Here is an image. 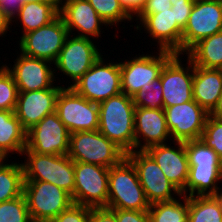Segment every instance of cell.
I'll use <instances>...</instances> for the list:
<instances>
[{"mask_svg":"<svg viewBox=\"0 0 222 222\" xmlns=\"http://www.w3.org/2000/svg\"><path fill=\"white\" fill-rule=\"evenodd\" d=\"M195 0H146L135 15L159 50L182 54V34ZM140 24L142 26H140ZM158 40V41H157Z\"/></svg>","mask_w":222,"mask_h":222,"instance_id":"cell-1","label":"cell"},{"mask_svg":"<svg viewBox=\"0 0 222 222\" xmlns=\"http://www.w3.org/2000/svg\"><path fill=\"white\" fill-rule=\"evenodd\" d=\"M98 131L113 141L125 153L134 151L135 105L124 93L98 104Z\"/></svg>","mask_w":222,"mask_h":222,"instance_id":"cell-2","label":"cell"},{"mask_svg":"<svg viewBox=\"0 0 222 222\" xmlns=\"http://www.w3.org/2000/svg\"><path fill=\"white\" fill-rule=\"evenodd\" d=\"M106 207L132 211H148L150 207L136 169L127 157L109 168Z\"/></svg>","mask_w":222,"mask_h":222,"instance_id":"cell-3","label":"cell"},{"mask_svg":"<svg viewBox=\"0 0 222 222\" xmlns=\"http://www.w3.org/2000/svg\"><path fill=\"white\" fill-rule=\"evenodd\" d=\"M27 157L23 165L24 181L50 182L68 192L74 193V161L68 155L38 154L23 151Z\"/></svg>","mask_w":222,"mask_h":222,"instance_id":"cell-4","label":"cell"},{"mask_svg":"<svg viewBox=\"0 0 222 222\" xmlns=\"http://www.w3.org/2000/svg\"><path fill=\"white\" fill-rule=\"evenodd\" d=\"M67 155L74 162L96 164L107 168L117 165L126 157V153L120 147L98 130L71 133Z\"/></svg>","mask_w":222,"mask_h":222,"instance_id":"cell-5","label":"cell"},{"mask_svg":"<svg viewBox=\"0 0 222 222\" xmlns=\"http://www.w3.org/2000/svg\"><path fill=\"white\" fill-rule=\"evenodd\" d=\"M23 195L33 222H50L73 204L68 192L46 181H24Z\"/></svg>","mask_w":222,"mask_h":222,"instance_id":"cell-6","label":"cell"},{"mask_svg":"<svg viewBox=\"0 0 222 222\" xmlns=\"http://www.w3.org/2000/svg\"><path fill=\"white\" fill-rule=\"evenodd\" d=\"M71 88L97 104L122 93L120 62L106 64L101 56Z\"/></svg>","mask_w":222,"mask_h":222,"instance_id":"cell-7","label":"cell"},{"mask_svg":"<svg viewBox=\"0 0 222 222\" xmlns=\"http://www.w3.org/2000/svg\"><path fill=\"white\" fill-rule=\"evenodd\" d=\"M55 112L70 134L98 130V104L77 94L71 87H63L60 90Z\"/></svg>","mask_w":222,"mask_h":222,"instance_id":"cell-8","label":"cell"},{"mask_svg":"<svg viewBox=\"0 0 222 222\" xmlns=\"http://www.w3.org/2000/svg\"><path fill=\"white\" fill-rule=\"evenodd\" d=\"M109 168L96 164L74 162L73 203L83 206L106 207L108 203Z\"/></svg>","mask_w":222,"mask_h":222,"instance_id":"cell-9","label":"cell"},{"mask_svg":"<svg viewBox=\"0 0 222 222\" xmlns=\"http://www.w3.org/2000/svg\"><path fill=\"white\" fill-rule=\"evenodd\" d=\"M157 51L159 53L156 56L142 54L120 62L122 93L132 97L141 88H147L148 84L160 78L162 69L175 53L165 50Z\"/></svg>","mask_w":222,"mask_h":222,"instance_id":"cell-10","label":"cell"},{"mask_svg":"<svg viewBox=\"0 0 222 222\" xmlns=\"http://www.w3.org/2000/svg\"><path fill=\"white\" fill-rule=\"evenodd\" d=\"M126 157L135 167L146 199L150 204L175 200L177 198L174 197V194L177 196L182 195L145 150L128 152Z\"/></svg>","mask_w":222,"mask_h":222,"instance_id":"cell-11","label":"cell"},{"mask_svg":"<svg viewBox=\"0 0 222 222\" xmlns=\"http://www.w3.org/2000/svg\"><path fill=\"white\" fill-rule=\"evenodd\" d=\"M222 32V0H195L182 34V54L200 40Z\"/></svg>","mask_w":222,"mask_h":222,"instance_id":"cell-12","label":"cell"},{"mask_svg":"<svg viewBox=\"0 0 222 222\" xmlns=\"http://www.w3.org/2000/svg\"><path fill=\"white\" fill-rule=\"evenodd\" d=\"M68 35L63 19L58 16L48 25L22 35L19 40L20 53L54 64Z\"/></svg>","mask_w":222,"mask_h":222,"instance_id":"cell-13","label":"cell"},{"mask_svg":"<svg viewBox=\"0 0 222 222\" xmlns=\"http://www.w3.org/2000/svg\"><path fill=\"white\" fill-rule=\"evenodd\" d=\"M103 55L90 38L66 37L54 67L73 80L71 87Z\"/></svg>","mask_w":222,"mask_h":222,"instance_id":"cell-14","label":"cell"},{"mask_svg":"<svg viewBox=\"0 0 222 222\" xmlns=\"http://www.w3.org/2000/svg\"><path fill=\"white\" fill-rule=\"evenodd\" d=\"M70 133L56 112L46 115L27 131L24 151L38 154L67 155Z\"/></svg>","mask_w":222,"mask_h":222,"instance_id":"cell-15","label":"cell"},{"mask_svg":"<svg viewBox=\"0 0 222 222\" xmlns=\"http://www.w3.org/2000/svg\"><path fill=\"white\" fill-rule=\"evenodd\" d=\"M163 110L171 140L186 142L201 138L209 113L194 99Z\"/></svg>","mask_w":222,"mask_h":222,"instance_id":"cell-16","label":"cell"},{"mask_svg":"<svg viewBox=\"0 0 222 222\" xmlns=\"http://www.w3.org/2000/svg\"><path fill=\"white\" fill-rule=\"evenodd\" d=\"M180 58L175 54L161 71L163 108L193 100L194 64L186 57L188 65L184 68Z\"/></svg>","mask_w":222,"mask_h":222,"instance_id":"cell-17","label":"cell"},{"mask_svg":"<svg viewBox=\"0 0 222 222\" xmlns=\"http://www.w3.org/2000/svg\"><path fill=\"white\" fill-rule=\"evenodd\" d=\"M51 64L53 63L47 60L29 57L21 53L14 61L13 67L6 65V68L12 74L18 91L29 92L54 87L56 73L55 69L51 68Z\"/></svg>","mask_w":222,"mask_h":222,"instance_id":"cell-18","label":"cell"},{"mask_svg":"<svg viewBox=\"0 0 222 222\" xmlns=\"http://www.w3.org/2000/svg\"><path fill=\"white\" fill-rule=\"evenodd\" d=\"M177 147L158 144L145 151L155 160L167 179L185 195V187L189 176V162L185 142L173 141Z\"/></svg>","mask_w":222,"mask_h":222,"instance_id":"cell-19","label":"cell"},{"mask_svg":"<svg viewBox=\"0 0 222 222\" xmlns=\"http://www.w3.org/2000/svg\"><path fill=\"white\" fill-rule=\"evenodd\" d=\"M63 87L56 85L38 91L19 92L14 114L26 131L55 112L56 99Z\"/></svg>","mask_w":222,"mask_h":222,"instance_id":"cell-20","label":"cell"},{"mask_svg":"<svg viewBox=\"0 0 222 222\" xmlns=\"http://www.w3.org/2000/svg\"><path fill=\"white\" fill-rule=\"evenodd\" d=\"M171 139L163 109L135 107L134 150L165 144ZM143 144L141 143L142 140ZM168 139V140H167Z\"/></svg>","mask_w":222,"mask_h":222,"instance_id":"cell-21","label":"cell"},{"mask_svg":"<svg viewBox=\"0 0 222 222\" xmlns=\"http://www.w3.org/2000/svg\"><path fill=\"white\" fill-rule=\"evenodd\" d=\"M59 16L63 19L68 33L77 37L99 38L101 36L100 25L102 27L103 24L107 25L87 0H70L62 4L59 8ZM76 29L77 35L72 33Z\"/></svg>","mask_w":222,"mask_h":222,"instance_id":"cell-22","label":"cell"},{"mask_svg":"<svg viewBox=\"0 0 222 222\" xmlns=\"http://www.w3.org/2000/svg\"><path fill=\"white\" fill-rule=\"evenodd\" d=\"M192 93L193 99L210 113L222 93V69L194 66Z\"/></svg>","mask_w":222,"mask_h":222,"instance_id":"cell-23","label":"cell"},{"mask_svg":"<svg viewBox=\"0 0 222 222\" xmlns=\"http://www.w3.org/2000/svg\"><path fill=\"white\" fill-rule=\"evenodd\" d=\"M27 145V131L22 127L14 111L0 110V149L8 156L23 154Z\"/></svg>","mask_w":222,"mask_h":222,"instance_id":"cell-24","label":"cell"},{"mask_svg":"<svg viewBox=\"0 0 222 222\" xmlns=\"http://www.w3.org/2000/svg\"><path fill=\"white\" fill-rule=\"evenodd\" d=\"M59 16V7L53 1L31 2L22 5L16 19L23 25V35L46 26Z\"/></svg>","mask_w":222,"mask_h":222,"instance_id":"cell-25","label":"cell"},{"mask_svg":"<svg viewBox=\"0 0 222 222\" xmlns=\"http://www.w3.org/2000/svg\"><path fill=\"white\" fill-rule=\"evenodd\" d=\"M218 181H222V167L189 166L185 196L215 195L221 189Z\"/></svg>","mask_w":222,"mask_h":222,"instance_id":"cell-26","label":"cell"},{"mask_svg":"<svg viewBox=\"0 0 222 222\" xmlns=\"http://www.w3.org/2000/svg\"><path fill=\"white\" fill-rule=\"evenodd\" d=\"M186 54L194 66L222 69V32L200 40Z\"/></svg>","mask_w":222,"mask_h":222,"instance_id":"cell-27","label":"cell"},{"mask_svg":"<svg viewBox=\"0 0 222 222\" xmlns=\"http://www.w3.org/2000/svg\"><path fill=\"white\" fill-rule=\"evenodd\" d=\"M179 198H183L179 199ZM178 200L150 204L148 214L151 222H187L189 196L181 195ZM184 201V202H180Z\"/></svg>","mask_w":222,"mask_h":222,"instance_id":"cell-28","label":"cell"},{"mask_svg":"<svg viewBox=\"0 0 222 222\" xmlns=\"http://www.w3.org/2000/svg\"><path fill=\"white\" fill-rule=\"evenodd\" d=\"M187 222H222V210L214 195L189 196Z\"/></svg>","mask_w":222,"mask_h":222,"instance_id":"cell-29","label":"cell"},{"mask_svg":"<svg viewBox=\"0 0 222 222\" xmlns=\"http://www.w3.org/2000/svg\"><path fill=\"white\" fill-rule=\"evenodd\" d=\"M24 169L21 163H6L0 166V203L23 194Z\"/></svg>","mask_w":222,"mask_h":222,"instance_id":"cell-30","label":"cell"},{"mask_svg":"<svg viewBox=\"0 0 222 222\" xmlns=\"http://www.w3.org/2000/svg\"><path fill=\"white\" fill-rule=\"evenodd\" d=\"M189 166L222 167V160L217 153L201 139L185 142Z\"/></svg>","mask_w":222,"mask_h":222,"instance_id":"cell-31","label":"cell"},{"mask_svg":"<svg viewBox=\"0 0 222 222\" xmlns=\"http://www.w3.org/2000/svg\"><path fill=\"white\" fill-rule=\"evenodd\" d=\"M97 14L107 23L113 26L119 22L132 21L133 16L124 8L119 0H87Z\"/></svg>","mask_w":222,"mask_h":222,"instance_id":"cell-32","label":"cell"},{"mask_svg":"<svg viewBox=\"0 0 222 222\" xmlns=\"http://www.w3.org/2000/svg\"><path fill=\"white\" fill-rule=\"evenodd\" d=\"M0 222H33L23 194L0 203Z\"/></svg>","mask_w":222,"mask_h":222,"instance_id":"cell-33","label":"cell"},{"mask_svg":"<svg viewBox=\"0 0 222 222\" xmlns=\"http://www.w3.org/2000/svg\"><path fill=\"white\" fill-rule=\"evenodd\" d=\"M160 78L148 84L147 88H141L132 96L135 107L147 109H163V92Z\"/></svg>","mask_w":222,"mask_h":222,"instance_id":"cell-34","label":"cell"},{"mask_svg":"<svg viewBox=\"0 0 222 222\" xmlns=\"http://www.w3.org/2000/svg\"><path fill=\"white\" fill-rule=\"evenodd\" d=\"M18 87L12 74L5 67L0 72V110L14 111L18 99Z\"/></svg>","mask_w":222,"mask_h":222,"instance_id":"cell-35","label":"cell"},{"mask_svg":"<svg viewBox=\"0 0 222 222\" xmlns=\"http://www.w3.org/2000/svg\"><path fill=\"white\" fill-rule=\"evenodd\" d=\"M208 147L212 148L222 160V120L208 115L204 132L200 138Z\"/></svg>","mask_w":222,"mask_h":222,"instance_id":"cell-36","label":"cell"},{"mask_svg":"<svg viewBox=\"0 0 222 222\" xmlns=\"http://www.w3.org/2000/svg\"><path fill=\"white\" fill-rule=\"evenodd\" d=\"M90 208L73 203L50 222H89Z\"/></svg>","mask_w":222,"mask_h":222,"instance_id":"cell-37","label":"cell"},{"mask_svg":"<svg viewBox=\"0 0 222 222\" xmlns=\"http://www.w3.org/2000/svg\"><path fill=\"white\" fill-rule=\"evenodd\" d=\"M117 222H151L148 211L113 209Z\"/></svg>","mask_w":222,"mask_h":222,"instance_id":"cell-38","label":"cell"},{"mask_svg":"<svg viewBox=\"0 0 222 222\" xmlns=\"http://www.w3.org/2000/svg\"><path fill=\"white\" fill-rule=\"evenodd\" d=\"M89 222H117L113 209L107 207L90 208Z\"/></svg>","mask_w":222,"mask_h":222,"instance_id":"cell-39","label":"cell"},{"mask_svg":"<svg viewBox=\"0 0 222 222\" xmlns=\"http://www.w3.org/2000/svg\"><path fill=\"white\" fill-rule=\"evenodd\" d=\"M23 3L21 0H0V10L14 22L15 15L18 13Z\"/></svg>","mask_w":222,"mask_h":222,"instance_id":"cell-40","label":"cell"},{"mask_svg":"<svg viewBox=\"0 0 222 222\" xmlns=\"http://www.w3.org/2000/svg\"><path fill=\"white\" fill-rule=\"evenodd\" d=\"M124 8L135 17L146 0H119ZM134 14V15H133Z\"/></svg>","mask_w":222,"mask_h":222,"instance_id":"cell-41","label":"cell"},{"mask_svg":"<svg viewBox=\"0 0 222 222\" xmlns=\"http://www.w3.org/2000/svg\"><path fill=\"white\" fill-rule=\"evenodd\" d=\"M11 20L0 10V36H5L10 29Z\"/></svg>","mask_w":222,"mask_h":222,"instance_id":"cell-42","label":"cell"},{"mask_svg":"<svg viewBox=\"0 0 222 222\" xmlns=\"http://www.w3.org/2000/svg\"><path fill=\"white\" fill-rule=\"evenodd\" d=\"M209 115L215 119L222 120V93L219 97L217 105L212 109Z\"/></svg>","mask_w":222,"mask_h":222,"instance_id":"cell-43","label":"cell"},{"mask_svg":"<svg viewBox=\"0 0 222 222\" xmlns=\"http://www.w3.org/2000/svg\"><path fill=\"white\" fill-rule=\"evenodd\" d=\"M7 156L8 155L2 149H0V166L6 163L5 162L6 158H7V161L9 160Z\"/></svg>","mask_w":222,"mask_h":222,"instance_id":"cell-44","label":"cell"},{"mask_svg":"<svg viewBox=\"0 0 222 222\" xmlns=\"http://www.w3.org/2000/svg\"><path fill=\"white\" fill-rule=\"evenodd\" d=\"M221 190L219 192H217L214 196L218 199L219 204L221 206V210H222V191Z\"/></svg>","mask_w":222,"mask_h":222,"instance_id":"cell-45","label":"cell"},{"mask_svg":"<svg viewBox=\"0 0 222 222\" xmlns=\"http://www.w3.org/2000/svg\"><path fill=\"white\" fill-rule=\"evenodd\" d=\"M23 4L25 3H31V2H47L52 0H21Z\"/></svg>","mask_w":222,"mask_h":222,"instance_id":"cell-46","label":"cell"},{"mask_svg":"<svg viewBox=\"0 0 222 222\" xmlns=\"http://www.w3.org/2000/svg\"><path fill=\"white\" fill-rule=\"evenodd\" d=\"M52 1L60 8V5L65 4L66 2H68L70 0H64V2H63V0H52Z\"/></svg>","mask_w":222,"mask_h":222,"instance_id":"cell-47","label":"cell"},{"mask_svg":"<svg viewBox=\"0 0 222 222\" xmlns=\"http://www.w3.org/2000/svg\"><path fill=\"white\" fill-rule=\"evenodd\" d=\"M5 67H6V64L2 65V66L0 67V72H1Z\"/></svg>","mask_w":222,"mask_h":222,"instance_id":"cell-48","label":"cell"}]
</instances>
